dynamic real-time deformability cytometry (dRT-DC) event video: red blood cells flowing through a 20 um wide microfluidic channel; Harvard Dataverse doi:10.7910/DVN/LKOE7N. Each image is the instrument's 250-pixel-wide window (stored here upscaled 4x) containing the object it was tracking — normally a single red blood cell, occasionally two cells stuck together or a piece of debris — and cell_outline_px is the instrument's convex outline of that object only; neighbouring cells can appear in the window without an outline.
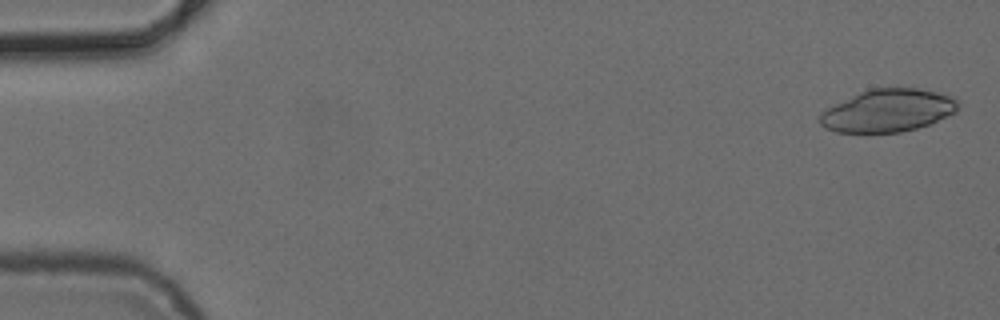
{"species": "common noctule bat (a hibernating species)", "species_latin": "Nyctalus noctula", "temperature_condition": "cold", "stored_images_in_passage": 8, "segment_of_instrument_passage": [1, 2], "camera_frame_rate_fps": 3000, "um_per_image_px": 0.085, "animal": {"sex": "female", "body_mass_g": 24.6, "forearm_length_mm": 56.2}, "frame": {"image": 1, "passage_image": 1, "time_ms": 0.0, "image_size_px": [1000, 320], "cell_outline_px": [[960, 100], [956, 112], [928, 124], [916, 128], [900, 132], [864, 136], [836, 132], [824, 128], [820, 124], [820, 112], [860, 92], [872, 88], [916, 88], [936, 92], [952, 96]], "centroid_in_image_um": [75.44, 9.45], "position_along_channel_um": 9.6, "area_um2": 34.97}}